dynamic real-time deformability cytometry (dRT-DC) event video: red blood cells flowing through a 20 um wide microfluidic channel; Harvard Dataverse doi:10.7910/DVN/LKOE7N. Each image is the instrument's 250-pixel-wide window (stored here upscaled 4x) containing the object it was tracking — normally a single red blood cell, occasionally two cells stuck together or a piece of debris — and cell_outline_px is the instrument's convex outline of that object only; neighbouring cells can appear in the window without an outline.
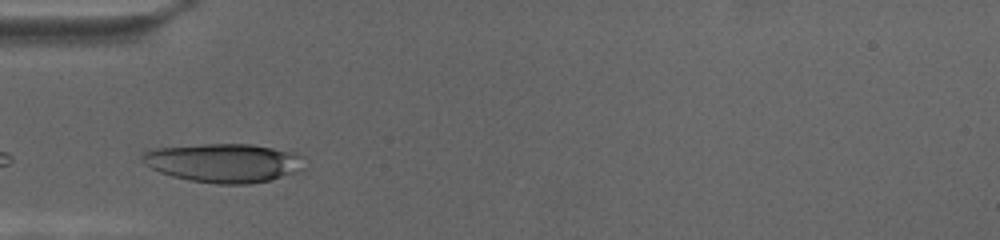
{"species": "human", "species_latin": "Homo sapiens", "temperature_condition": "cold", "stored_images_in_passage": 5, "camera_frame_rate_fps": 3000, "um_per_image_px": 0.085, "donor": {"sex": "female"}, "frame": {"image": 1, "passage_image": 2, "time_ms": 0.333, "image_size_px": [1000, 240], "cell_outline_px": [[308, 168], [300, 172], [252, 184], [220, 184], [188, 180], [172, 176], [160, 172], [144, 164], [140, 160], [140, 156], [144, 152], [156, 148], [204, 144], [252, 144], [296, 152], [300, 156]], "centroid_in_image_um": [19.07, 13.85], "position_along_channel_um": 65.9, "area_um2": 37.05}}
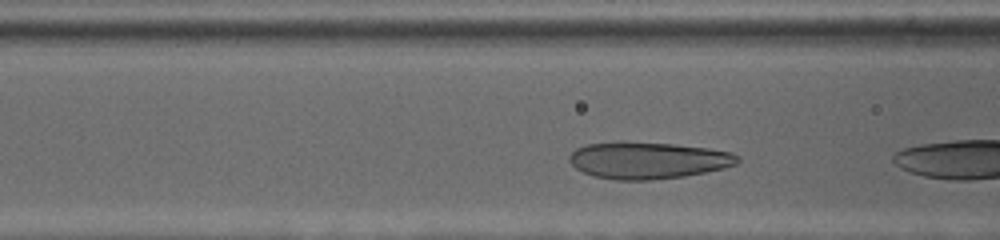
{"frame": {"image": 2, "passage_image": 4, "time_ms": 1.0, "image_size_px": [1000, 240], "cell_outline_px": [[740, 160], [736, 164], [724, 168], [684, 176], [652, 180], [616, 180], [592, 176], [576, 168], [568, 160], [568, 156], [576, 148], [588, 144], [672, 144], [708, 148], [732, 152], [740, 156]], "centroid_in_image_um": [55.12, 13.66], "position_along_channel_um": 111.5, "area_um2": 35.26}}